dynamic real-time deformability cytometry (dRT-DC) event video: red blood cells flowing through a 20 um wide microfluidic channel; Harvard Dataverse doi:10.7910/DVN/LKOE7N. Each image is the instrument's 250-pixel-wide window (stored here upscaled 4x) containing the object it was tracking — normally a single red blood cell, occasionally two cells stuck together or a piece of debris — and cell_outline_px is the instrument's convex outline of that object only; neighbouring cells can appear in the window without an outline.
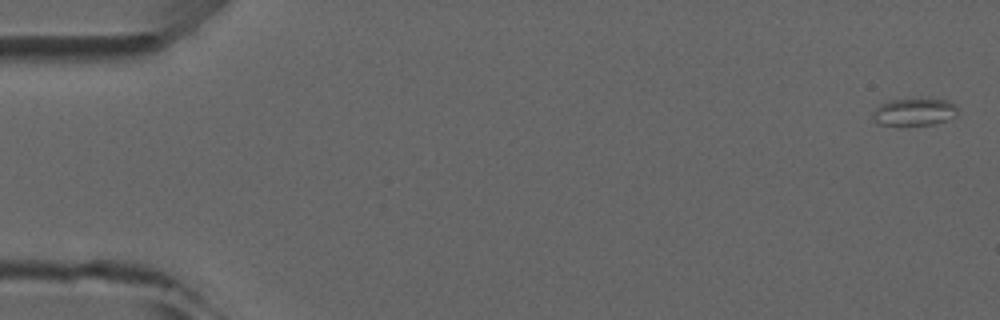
{"species": "common noctule bat (a hibernating species)", "species_latin": "Nyctalus noctula", "temperature_condition": "room temperature", "stored_images_in_passage": 5, "camera_frame_rate_fps": 3000, "um_per_image_px": 0.085, "animal": {"sex": "male", "forearm_length_mm": 52.5}, "frame": {"image": 1, "passage_image": 1, "time_ms": 0.0, "image_size_px": [1000, 320], "cell_outline_px": [[960, 108], [956, 116], [932, 124], [876, 124], [872, 120], [872, 112], [880, 104], [888, 100], [948, 100], [956, 104]], "centroid_in_image_um": [77.71, 9.51], "position_along_channel_um": 7.3, "area_um2": 13.29}}
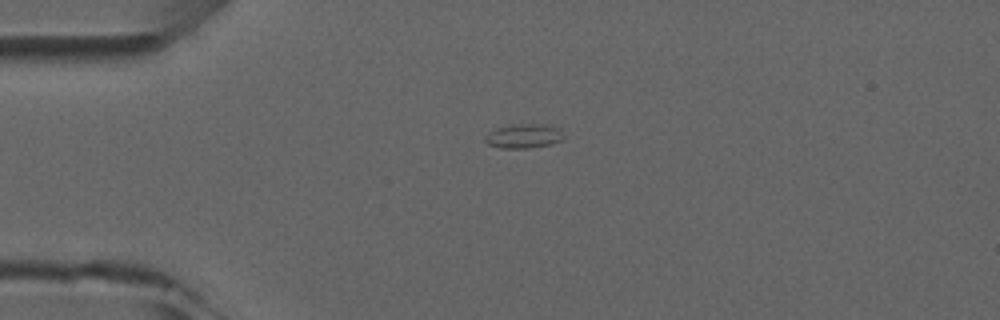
{"frame": {"image": 2, "passage_image": 4, "time_ms": 3.667, "image_size_px": [1000, 320], "cell_outline_px": [[564, 140], [552, 144], [528, 148], [500, 148], [488, 144], [484, 140], [484, 136], [488, 132], [496, 128], [512, 124], [552, 124], [560, 128], [564, 136]], "centroid_in_image_um": [44.55, 11.55], "position_along_channel_um": 40.4, "area_um2": 11.44}}